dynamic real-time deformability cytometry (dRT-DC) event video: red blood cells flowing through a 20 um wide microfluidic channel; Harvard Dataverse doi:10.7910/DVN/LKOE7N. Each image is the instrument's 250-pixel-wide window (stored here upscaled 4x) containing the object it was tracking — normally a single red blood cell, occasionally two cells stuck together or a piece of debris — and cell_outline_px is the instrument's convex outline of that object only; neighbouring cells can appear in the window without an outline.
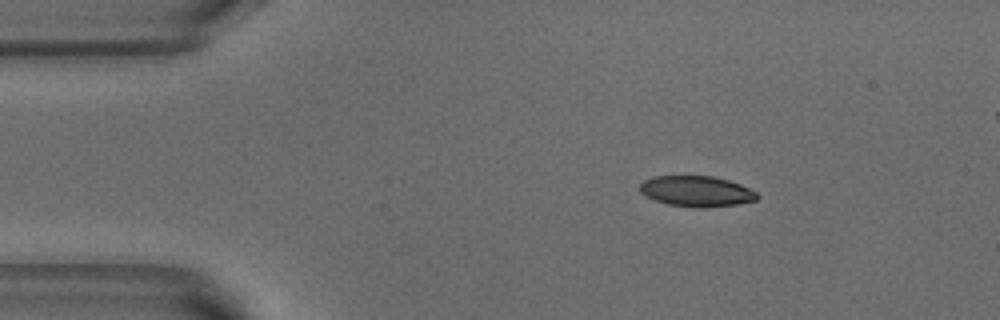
{"species": "common noctule bat (a hibernating species)", "species_latin": "Nyctalus noctula", "temperature_condition": "warm", "stored_images_in_passage": 3, "segment_of_instrument_passage": [1, 2], "camera_frame_rate_fps": 3000, "um_per_image_px": 0.085, "animal": {"sex": "male", "body_mass_g": 18.8}, "frame": {"image": 1, "passage_image": 1, "time_ms": 0.0, "image_size_px": [1000, 320], "cell_outline_px": [[760, 196], [756, 200], [736, 204], [708, 208], [696, 208], [668, 204], [644, 196], [640, 192], [640, 184], [644, 180], [652, 176], [712, 176], [728, 180], [740, 184], [756, 192]], "centroid_in_image_um": [59.19, 16.26], "position_along_channel_um": 25.8, "area_um2": 21.04}}